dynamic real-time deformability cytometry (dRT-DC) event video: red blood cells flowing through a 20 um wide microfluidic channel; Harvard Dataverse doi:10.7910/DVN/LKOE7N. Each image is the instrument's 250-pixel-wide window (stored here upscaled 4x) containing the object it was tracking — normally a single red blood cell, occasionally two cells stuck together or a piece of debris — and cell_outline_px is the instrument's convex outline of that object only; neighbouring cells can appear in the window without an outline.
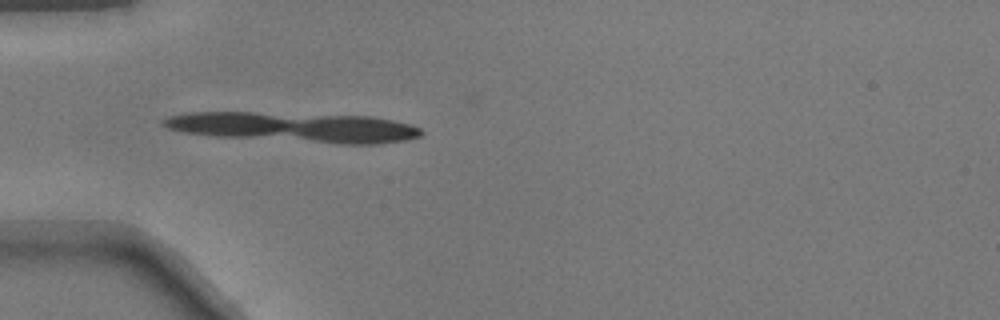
{"species": "common noctule bat (a hibernating species)", "species_latin": "Nyctalus noctula", "temperature_condition": "warm", "stored_images_in_passage": 33, "segment_of_instrument_passage": [1, 2], "camera_frame_rate_fps": 3000, "um_per_image_px": 0.085, "animal": {"sex": "male", "body_mass_g": 17.9}, "frame": {"image": 1, "passage_image": 1, "time_ms": 0.0, "image_size_px": [1000, 320], "cell_outline_px": [[424, 132], [420, 136], [408, 140], [380, 144], [344, 144], [216, 136], [188, 132], [168, 128], [160, 120], [168, 116], [184, 112], [256, 112], [372, 116], [412, 124], [420, 128]], "centroid_in_image_um": [25.08, 10.8], "position_along_channel_um": 59.9, "area_um2": 45.03}}